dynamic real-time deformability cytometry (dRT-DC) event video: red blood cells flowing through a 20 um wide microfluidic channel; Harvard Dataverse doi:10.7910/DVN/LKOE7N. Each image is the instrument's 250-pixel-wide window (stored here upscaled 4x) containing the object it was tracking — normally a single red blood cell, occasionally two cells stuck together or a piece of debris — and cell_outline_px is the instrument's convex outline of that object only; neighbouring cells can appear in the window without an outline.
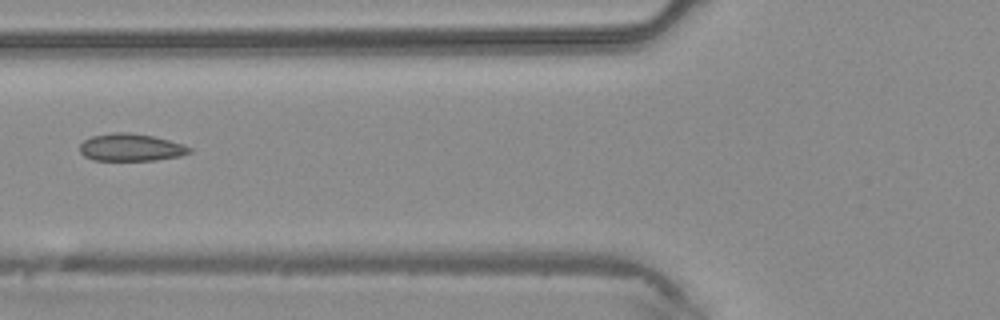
{"species": "common noctule bat (a hibernating species)", "species_latin": "Nyctalus noctula", "temperature_condition": "warm", "stored_images_in_passage": 5, "camera_frame_rate_fps": 3000, "um_per_image_px": 0.085, "animal": {"sex": "male", "body_mass_g": 20.4}, "frame": {"image": 1, "passage_image": 5, "time_ms": 1.333, "image_size_px": [1000, 320], "cell_outline_px": [[192, 152], [180, 156], [156, 160], [92, 160], [84, 156], [80, 152], [80, 144], [84, 140], [92, 136], [112, 132], [128, 132], [152, 136], [184, 144], [192, 148]], "centroid_in_image_um": [11.13, 12.53], "position_along_channel_um": 114.7, "area_um2": 17.57}}